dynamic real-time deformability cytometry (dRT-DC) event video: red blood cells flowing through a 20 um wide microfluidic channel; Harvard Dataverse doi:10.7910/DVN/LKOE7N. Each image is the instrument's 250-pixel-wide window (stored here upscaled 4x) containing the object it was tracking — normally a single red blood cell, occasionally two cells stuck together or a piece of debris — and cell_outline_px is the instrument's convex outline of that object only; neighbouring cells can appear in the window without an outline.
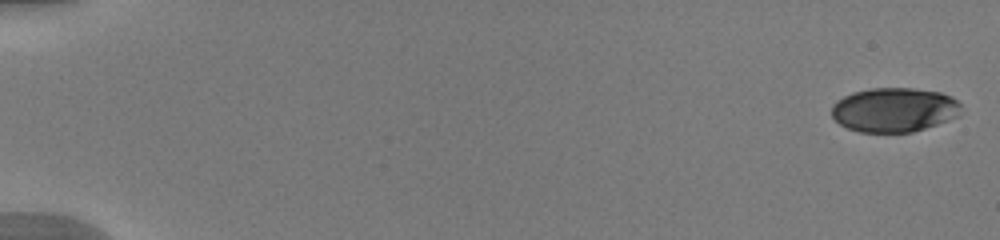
{"species": "human", "species_latin": "Homo sapiens", "temperature_condition": "warm", "stored_images_in_passage": 10, "camera_frame_rate_fps": 3000, "um_per_image_px": 0.085, "donor": {"sex": "male"}, "frame": {"image": 1, "passage_image": 1, "time_ms": 0.0, "image_size_px": [1000, 240], "cell_outline_px": [[960, 104], [956, 116], [936, 124], [912, 132], [860, 132], [848, 128], [840, 124], [832, 116], [832, 108], [844, 96], [852, 92], [872, 88], [912, 88], [940, 92], [952, 96]], "centroid_in_image_um": [75.99, 9.33], "position_along_channel_um": 9.0, "area_um2": 32.95}}
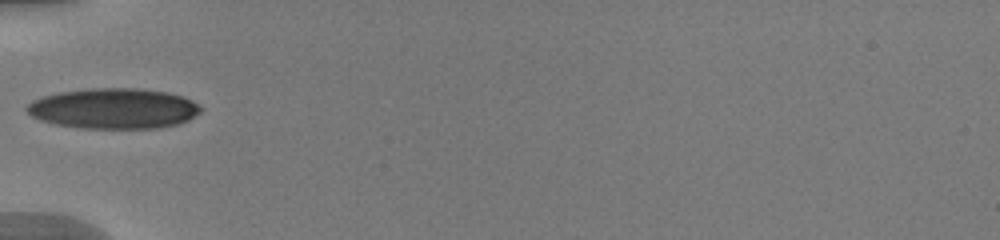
{"frame": {"image": 2, "passage_image": 7, "time_ms": 6.0, "image_size_px": [1000, 240], "cell_outline_px": [[200, 112], [188, 120], [176, 124], [160, 128], [80, 128], [56, 124], [40, 120], [32, 116], [24, 108], [32, 100], [40, 96], [60, 92], [92, 88], [136, 88], [168, 92], [192, 100], [200, 108]], "centroid_in_image_um": [9.62, 9.22], "position_along_channel_um": 75.4, "area_um2": 40.92}}
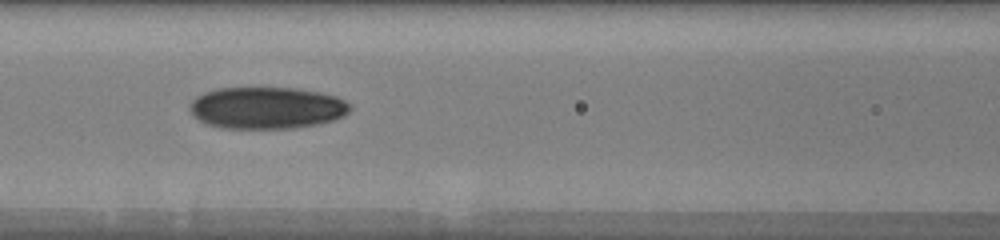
{"frame": {"image": 3, "passage_image": 9, "time_ms": 7.667, "image_size_px": [1000, 240], "cell_outline_px": [[352, 108], [344, 116], [336, 120], [320, 124], [296, 128], [220, 128], [208, 124], [192, 116], [188, 108], [188, 104], [196, 96], [212, 88], [244, 84], [260, 84], [296, 88], [320, 92], [336, 96], [344, 100]], "centroid_in_image_um": [22.61, 9.1], "position_along_channel_um": 144.0, "area_um2": 41.04}}